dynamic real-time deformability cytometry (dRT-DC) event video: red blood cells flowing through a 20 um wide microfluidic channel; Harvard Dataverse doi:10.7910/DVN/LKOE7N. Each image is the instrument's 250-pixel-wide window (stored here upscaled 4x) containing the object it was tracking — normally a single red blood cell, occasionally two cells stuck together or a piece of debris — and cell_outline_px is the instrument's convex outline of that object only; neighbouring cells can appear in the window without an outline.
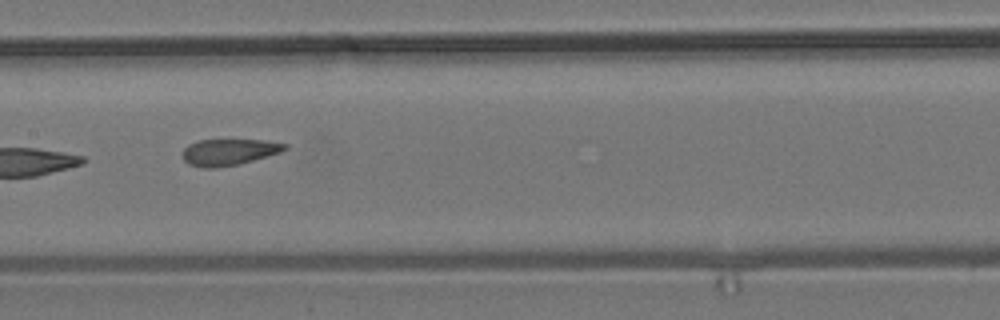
{"species": "common noctule bat (a hibernating species)", "species_latin": "Nyctalus noctula", "temperature_condition": "room temperature", "stored_images_in_passage": 9, "camera_frame_rate_fps": 3000, "um_per_image_px": 0.085, "animal": {"sex": "male", "body_mass_g": 19.2, "forearm_length_mm": 51.8}, "frame": {"image": 1, "passage_image": 9, "time_ms": 9.667, "image_size_px": [1000, 320], "cell_outline_px": [[288, 148], [280, 152], [252, 160], [236, 164], [216, 168], [204, 168], [188, 164], [180, 156], [184, 148], [188, 144], [200, 140], [264, 140], [288, 144]], "centroid_in_image_um": [19.41, 12.92], "position_along_channel_um": 188.0, "area_um2": 15.66}}